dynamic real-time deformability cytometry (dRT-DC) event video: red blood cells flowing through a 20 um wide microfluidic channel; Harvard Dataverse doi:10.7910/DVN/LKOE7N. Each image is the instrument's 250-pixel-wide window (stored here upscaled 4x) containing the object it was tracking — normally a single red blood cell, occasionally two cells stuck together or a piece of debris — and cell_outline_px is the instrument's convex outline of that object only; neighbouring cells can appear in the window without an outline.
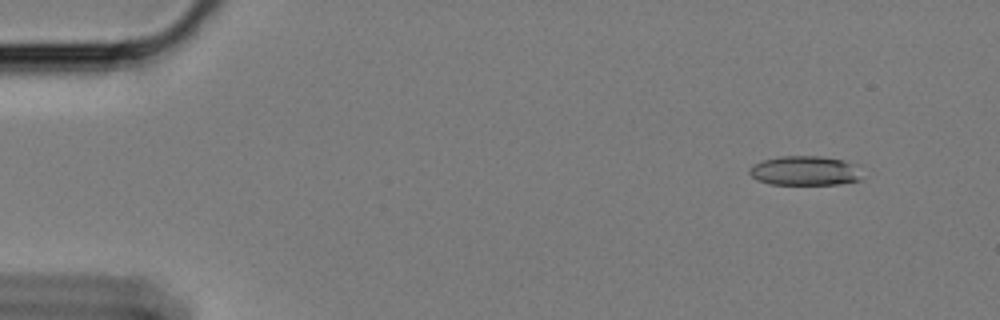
{"species": "Egyptian fruit bat (a non-hibernating species)", "species_latin": "Rousettus aegyptiacus", "temperature_condition": "cold", "stored_images_in_passage": 12, "camera_frame_rate_fps": 3000, "um_per_image_px": 0.085, "animal": {"sex": "female"}, "frame": {"image": 1, "passage_image": 2, "time_ms": 0.333, "image_size_px": [1000, 320], "cell_outline_px": [[860, 180], [840, 184], [768, 184], [756, 180], [748, 172], [748, 168], [752, 164], [764, 160], [780, 156], [820, 156], [844, 160], [860, 164]], "centroid_in_image_um": [68.43, 14.51], "position_along_channel_um": 16.6, "area_um2": 19.65}}